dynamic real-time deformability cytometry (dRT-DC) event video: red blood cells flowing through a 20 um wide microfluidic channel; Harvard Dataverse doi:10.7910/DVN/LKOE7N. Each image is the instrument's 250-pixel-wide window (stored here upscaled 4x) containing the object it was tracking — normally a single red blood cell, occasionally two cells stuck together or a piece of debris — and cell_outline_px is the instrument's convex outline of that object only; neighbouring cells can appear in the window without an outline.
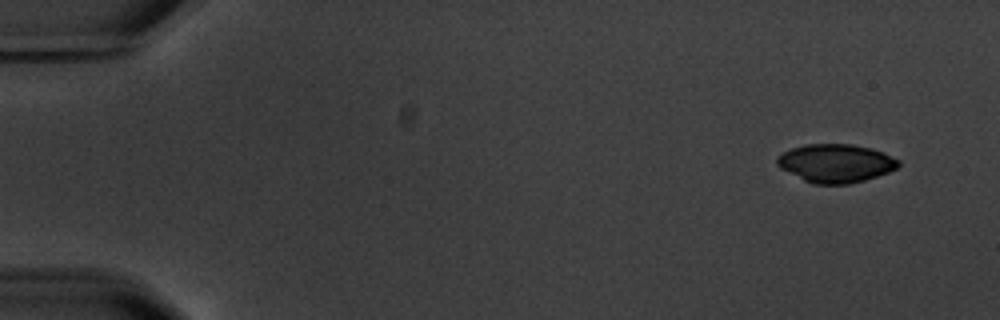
{"species": "common noctule bat (a hibernating species)", "species_latin": "Nyctalus noctula", "temperature_condition": "warm", "stored_images_in_passage": 4, "camera_frame_rate_fps": 3000, "um_per_image_px": 0.085, "animal": {"sex": "male", "body_mass_g": 20.1, "forearm_length_mm": 53.5}, "frame": {"image": 1, "passage_image": 1, "time_ms": 0.0, "image_size_px": [1000, 320], "cell_outline_px": [[900, 164], [896, 168], [888, 172], [864, 180], [848, 184], [812, 184], [780, 168], [776, 164], [776, 156], [792, 148], [804, 144], [852, 144], [872, 148], [884, 152], [900, 160]], "centroid_in_image_um": [71.03, 13.86], "position_along_channel_um": 14.0, "area_um2": 27.22}}